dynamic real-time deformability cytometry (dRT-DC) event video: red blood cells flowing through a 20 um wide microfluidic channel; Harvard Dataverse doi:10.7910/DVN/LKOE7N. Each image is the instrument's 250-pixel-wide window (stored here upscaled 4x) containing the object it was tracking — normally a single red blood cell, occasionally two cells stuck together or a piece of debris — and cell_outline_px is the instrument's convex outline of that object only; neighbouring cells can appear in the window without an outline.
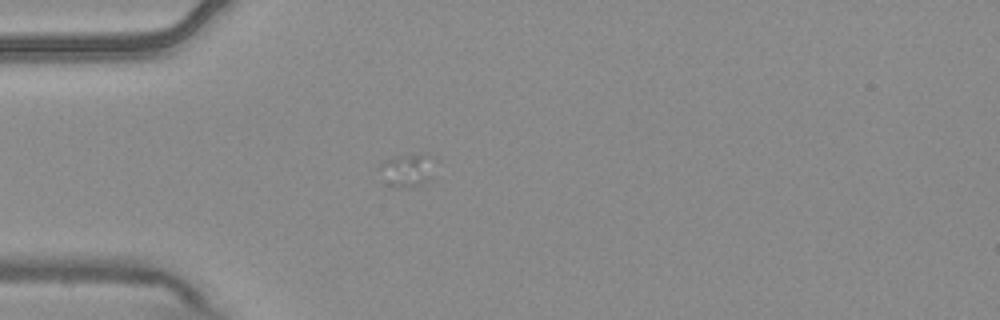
{"species": "common noctule bat (a hibernating species)", "species_latin": "Nyctalus noctula", "temperature_condition": "warm", "stored_images_in_passage": 1, "camera_frame_rate_fps": 3000, "um_per_image_px": 0.085, "animal": {"sex": "male", "body_mass_g": 20.4}, "frame": {"image": 1, "passage_image": 1, "time_ms": 0.0, "image_size_px": [1000, 320], "cell_outline_px": [[432, 176], [424, 184], [404, 188], [392, 188], [388, 184], [380, 168], [380, 164], [392, 156], [420, 152], [428, 152], [432, 156]], "centroid_in_image_um": [34.65, 14.43], "position_along_channel_um": 50.3, "area_um2": 10.87}}